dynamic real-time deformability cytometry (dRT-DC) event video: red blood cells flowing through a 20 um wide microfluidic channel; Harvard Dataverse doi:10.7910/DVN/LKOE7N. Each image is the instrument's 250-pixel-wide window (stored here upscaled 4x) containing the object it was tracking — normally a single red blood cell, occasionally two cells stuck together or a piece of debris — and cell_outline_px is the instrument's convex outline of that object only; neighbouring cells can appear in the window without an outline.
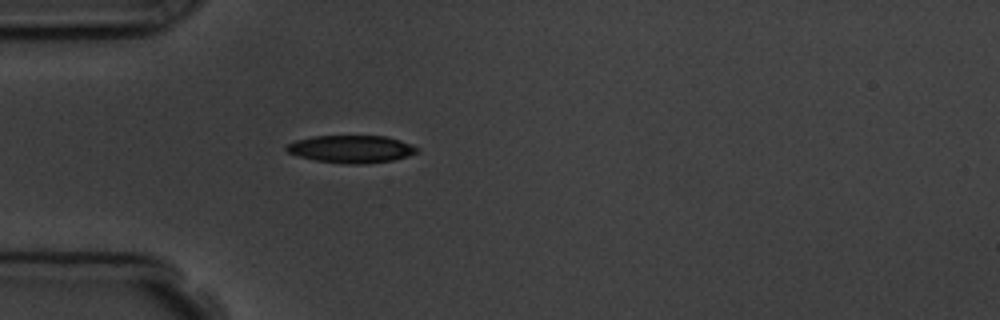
{"species": "common noctule bat (a hibernating species)", "species_latin": "Nyctalus noctula", "temperature_condition": "room temperature", "stored_images_in_passage": 1, "camera_frame_rate_fps": 3000, "um_per_image_px": 0.085, "animal": {"sex": "male", "body_mass_g": 19.5, "forearm_length_mm": 54.6}, "frame": {"image": 1, "passage_image": 1, "time_ms": 0.0, "image_size_px": [1000, 320], "cell_outline_px": [[420, 148], [416, 152], [408, 156], [392, 160], [360, 164], [348, 164], [316, 160], [300, 156], [288, 152], [284, 148], [288, 144], [296, 140], [312, 136], [384, 136], [400, 140], [412, 144]], "centroid_in_image_um": [29.87, 12.66], "position_along_channel_um": 55.1, "area_um2": 20.75}}